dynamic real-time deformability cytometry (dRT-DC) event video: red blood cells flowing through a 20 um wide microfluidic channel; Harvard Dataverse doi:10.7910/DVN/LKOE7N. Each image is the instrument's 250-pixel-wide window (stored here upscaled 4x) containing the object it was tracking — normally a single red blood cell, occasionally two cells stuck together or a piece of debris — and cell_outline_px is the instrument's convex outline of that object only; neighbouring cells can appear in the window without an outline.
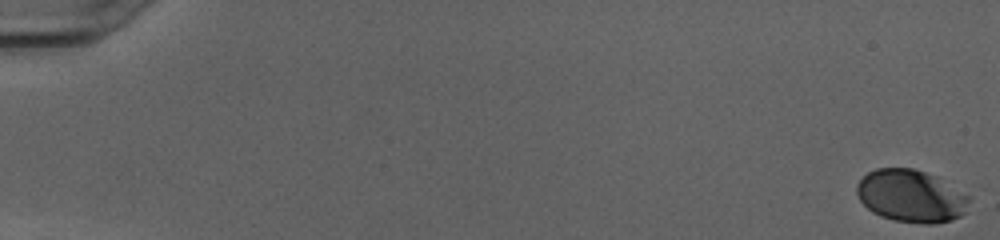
{"species": "human", "species_latin": "Homo sapiens", "temperature_condition": "cold", "stored_images_in_passage": 45, "camera_frame_rate_fps": 3000, "um_per_image_px": 0.085, "donor": {"sex": "female"}, "frame": {"image": 1, "passage_image": 1, "time_ms": 0.0, "image_size_px": [1000, 240], "cell_outline_px": [[968, 212], [952, 220], [936, 224], [920, 224], [896, 220], [880, 216], [872, 212], [860, 200], [856, 192], [856, 184], [868, 172], [876, 168], [912, 168], [936, 176], [968, 196]], "centroid_in_image_um": [77.43, 16.68], "position_along_channel_um": 7.6, "area_um2": 34.33}}
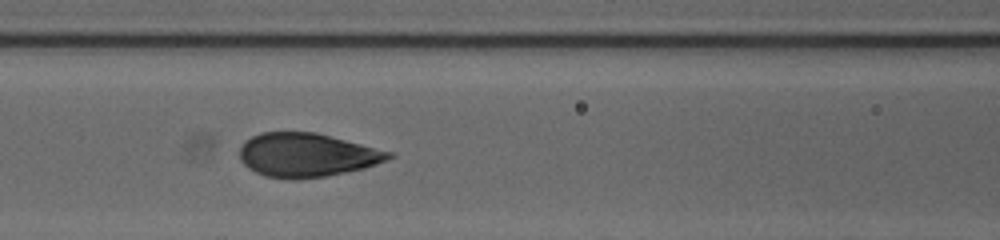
{"frame": {"image": 2, "passage_image": 25, "time_ms": 8.0, "image_size_px": [1000, 240], "cell_outline_px": [[396, 156], [376, 164], [364, 168], [324, 176], [288, 180], [264, 176], [248, 168], [240, 160], [240, 148], [244, 140], [260, 132], [316, 132], [396, 152]], "centroid_in_image_um": [26.1, 13.17], "position_along_channel_um": 140.5, "area_um2": 38.38}}
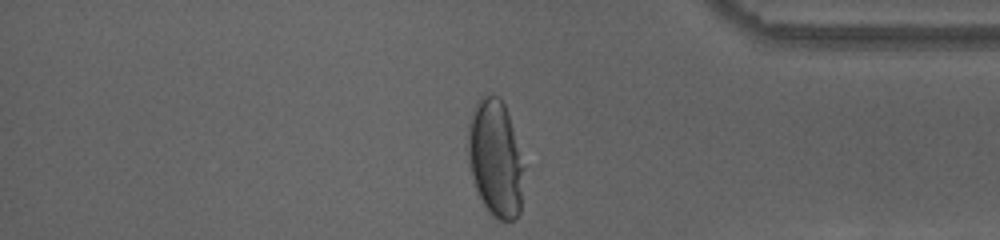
{"frame": {"image": 3, "passage_image": 45, "time_ms": 14.667, "image_size_px": [1000, 240], "cell_outline_px": [[524, 168], [520, 212], [516, 220], [496, 220], [488, 212], [476, 188], [472, 176], [468, 156], [468, 124], [476, 100], [484, 92], [496, 96], [504, 104], [524, 164]], "centroid_in_image_um": [42.1, 13.47], "position_along_channel_um": 393.1, "area_um2": 38.09}, "authors_computed_cell_mechanics": {"area_um2": 37.9168, "velocity_mm_per_s": 4.0228, "shape_relaxation_time_tau1_ms": 3.2401, "shape_relaxation_time_tau2_ms": null, "deformation_change_tau1": 0.1685, "deformation_change_tau2": null}}